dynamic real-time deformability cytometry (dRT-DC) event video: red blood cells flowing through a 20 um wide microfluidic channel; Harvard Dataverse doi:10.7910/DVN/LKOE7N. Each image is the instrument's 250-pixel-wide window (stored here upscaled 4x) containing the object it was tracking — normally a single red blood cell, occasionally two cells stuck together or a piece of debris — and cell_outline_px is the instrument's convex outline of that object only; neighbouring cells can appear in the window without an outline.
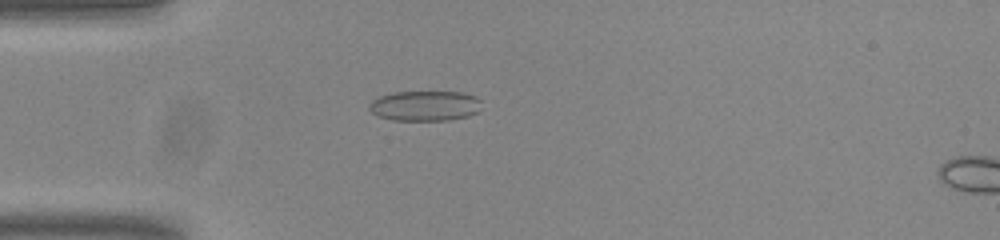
{"species": "common noctule bat (a hibernating species)", "species_latin": "Nyctalus noctula", "temperature_condition": "room temperature", "stored_images_in_passage": 17, "camera_frame_rate_fps": 3000, "um_per_image_px": 0.085, "animal": {"sex": "male", "body_mass_g": 20.0, "forearm_length_mm": 53.3}, "frame": {"image": 1, "passage_image": 15, "time_ms": 4.667, "image_size_px": [1000, 240], "cell_outline_px": [[480, 100], [476, 112], [468, 116], [448, 120], [392, 120], [380, 116], [372, 112], [368, 108], [368, 104], [372, 100], [380, 96], [392, 92], [464, 92], [476, 96]], "centroid_in_image_um": [36.09, 8.98], "position_along_channel_um": 48.9, "area_um2": 19.65}}